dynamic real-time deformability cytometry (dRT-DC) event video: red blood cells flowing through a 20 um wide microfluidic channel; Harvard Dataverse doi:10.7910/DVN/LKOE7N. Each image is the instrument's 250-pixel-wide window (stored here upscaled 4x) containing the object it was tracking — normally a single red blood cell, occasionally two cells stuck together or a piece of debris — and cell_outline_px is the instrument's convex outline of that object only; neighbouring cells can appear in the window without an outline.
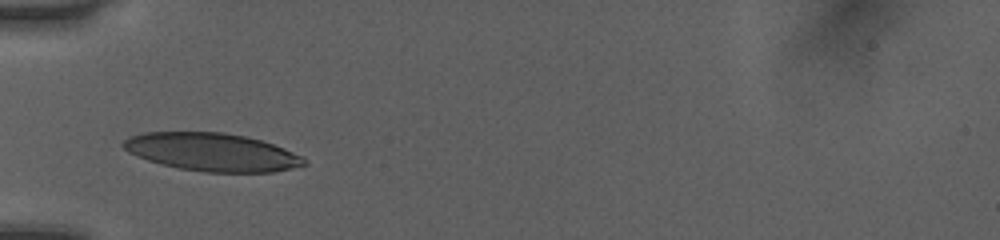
{"species": "human", "species_latin": "Homo sapiens", "temperature_condition": "room temperature", "stored_images_in_passage": 30, "camera_frame_rate_fps": 3000, "um_per_image_px": 0.085, "donor": {"sex": "female"}, "frame": {"image": 1, "passage_image": 1, "time_ms": 0.0, "image_size_px": [1000, 240], "cell_outline_px": [[308, 164], [292, 168], [272, 172], [204, 172], [180, 168], [160, 164], [136, 156], [128, 152], [120, 144], [128, 136], [144, 132], [224, 132], [244, 136], [260, 140], [284, 148], [304, 156]], "centroid_in_image_um": [18.01, 12.92], "position_along_channel_um": 67.0, "area_um2": 40.17}}
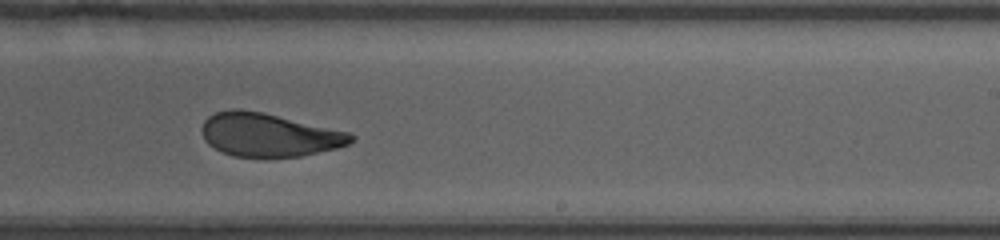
{"frame": {"image": 2, "passage_image": 16, "time_ms": 5.0, "image_size_px": [1000, 240], "cell_outline_px": [[356, 136], [348, 144], [336, 148], [300, 156], [232, 156], [220, 152], [208, 144], [204, 140], [200, 128], [204, 120], [208, 116], [216, 112], [232, 108], [240, 108], [260, 112], [352, 132]], "centroid_in_image_um": [22.82, 11.45], "position_along_channel_um": 266.2, "area_um2": 37.69}}
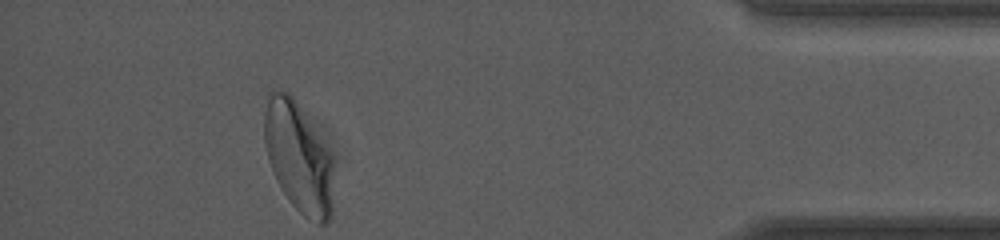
{"frame": {"image": 3, "passage_image": 30, "time_ms": 9.667, "image_size_px": [1000, 240], "cell_outline_px": [[332, 216], [324, 224], [320, 224], [304, 216], [288, 200], [276, 180], [268, 160], [264, 144], [264, 116], [268, 88], [276, 88], [288, 92], [292, 96], [332, 156]], "centroid_in_image_um": [25.32, 13.34], "position_along_channel_um": 409.9, "area_um2": 44.39}, "authors_computed_cell_mechanics": {"area_um2": 38.7838, "velocity_mm_per_s": 4.0399, "shape_relaxation_time_tau1_ms": 5.3376, "shape_relaxation_time_tau2_ms": 1.0834, "deformation_change_tau1": 0.1762, "deformation_change_tau2": 0.0688}}